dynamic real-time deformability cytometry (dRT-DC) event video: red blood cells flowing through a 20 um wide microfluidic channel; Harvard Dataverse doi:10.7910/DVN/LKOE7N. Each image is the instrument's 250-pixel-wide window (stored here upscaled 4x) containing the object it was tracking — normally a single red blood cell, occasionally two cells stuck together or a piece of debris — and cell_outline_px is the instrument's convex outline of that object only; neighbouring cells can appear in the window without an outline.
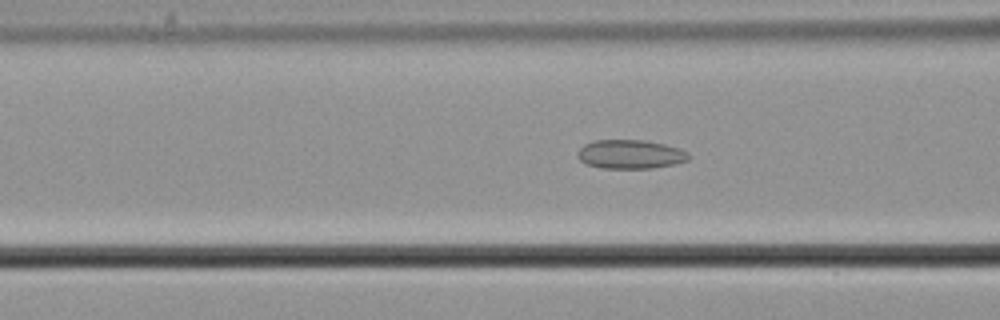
{"species": "common noctule bat (a hibernating species)", "species_latin": "Nyctalus noctula", "temperature_condition": "cold", "stored_images_in_passage": 23, "camera_frame_rate_fps": 3000, "um_per_image_px": 0.085, "animal": {"sex": "male", "body_mass_g": 21.5, "forearm_length_mm": 52.0}, "frame": {"image": 1, "passage_image": 15, "time_ms": 4.667, "image_size_px": [1000, 320], "cell_outline_px": [[688, 160], [676, 164], [652, 168], [600, 168], [588, 164], [580, 160], [576, 156], [576, 152], [584, 144], [592, 140], [644, 140], [664, 144], [680, 148], [688, 152]], "centroid_in_image_um": [53.56, 13.11], "position_along_channel_um": 113.0, "area_um2": 18.84}}
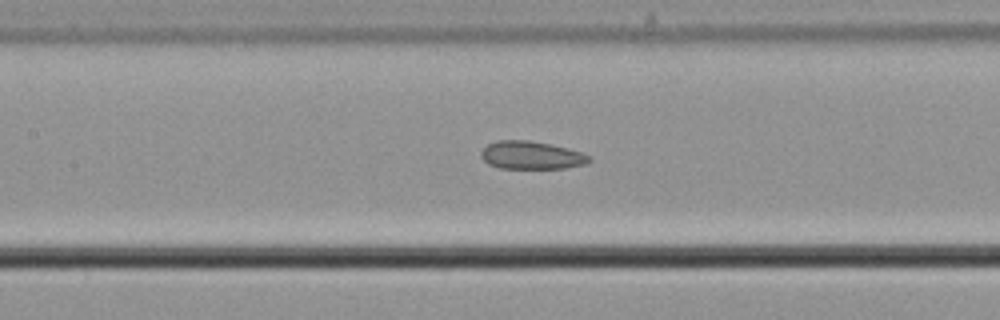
{"frame": {"image": 2, "passage_image": 19, "time_ms": 6.0, "image_size_px": [1000, 320], "cell_outline_px": [[592, 160], [588, 164], [564, 168], [500, 168], [488, 164], [480, 156], [480, 152], [488, 144], [496, 140], [528, 140], [552, 144], [568, 148], [592, 156]], "centroid_in_image_um": [45.19, 13.19], "position_along_channel_um": 162.2, "area_um2": 17.8}}
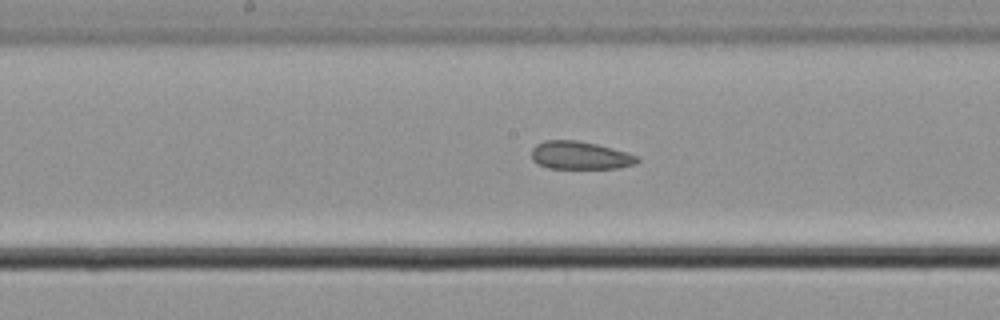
{"frame": {"image": 3, "passage_image": 22, "time_ms": 7.0, "image_size_px": [1000, 320], "cell_outline_px": [[640, 160], [636, 164], [616, 168], [548, 168], [532, 160], [532, 148], [536, 144], [544, 140], [576, 140], [596, 144], [628, 152], [640, 156]], "centroid_in_image_um": [49.33, 13.2], "position_along_channel_um": 198.9, "area_um2": 17.28}}